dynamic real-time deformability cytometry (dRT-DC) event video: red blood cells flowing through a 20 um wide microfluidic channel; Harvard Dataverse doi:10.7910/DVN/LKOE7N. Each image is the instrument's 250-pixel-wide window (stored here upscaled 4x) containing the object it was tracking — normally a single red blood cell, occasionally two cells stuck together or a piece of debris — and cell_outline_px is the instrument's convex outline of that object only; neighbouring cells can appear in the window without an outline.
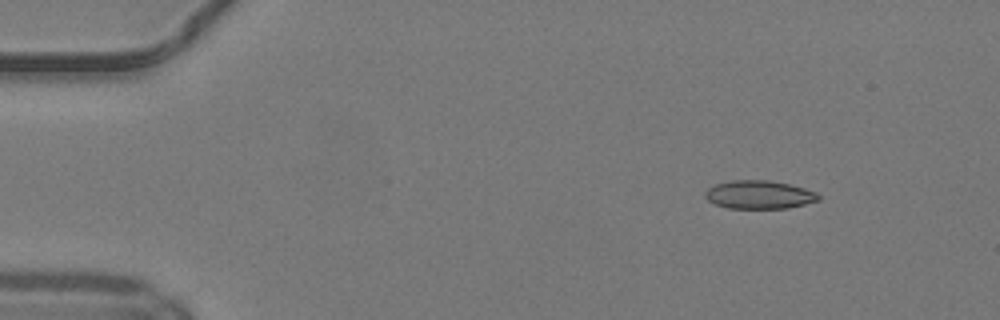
{"species": "common noctule bat (a hibernating species)", "species_latin": "Nyctalus noctula", "temperature_condition": "warm", "stored_images_in_passage": 45, "camera_frame_rate_fps": 3000, "um_per_image_px": 0.085, "animal": {"sex": "male", "body_mass_g": 19.2, "forearm_length_mm": 51.8}, "frame": {"image": 1, "passage_image": 2, "time_ms": 0.333, "image_size_px": [1000, 320], "cell_outline_px": [[820, 200], [788, 208], [728, 208], [716, 204], [708, 200], [704, 196], [704, 192], [708, 188], [716, 184], [732, 180], [768, 180], [788, 184], [804, 188], [816, 192], [820, 196]], "centroid_in_image_um": [64.52, 16.54], "position_along_channel_um": 20.5, "area_um2": 18.61}}
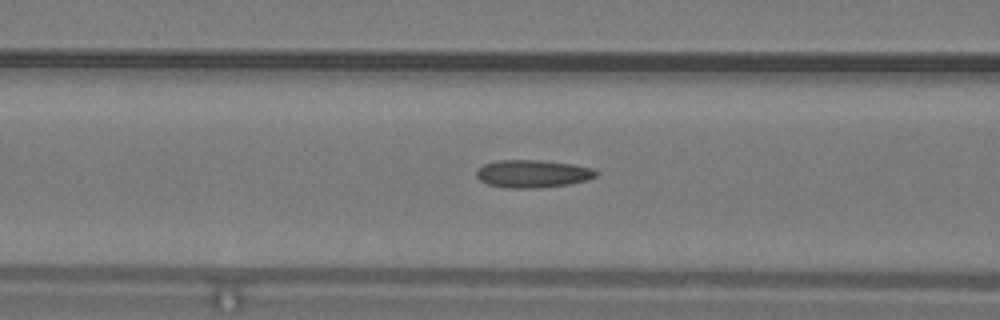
{"frame": {"image": 2, "passage_image": 16, "time_ms": 5.0, "image_size_px": [1000, 320], "cell_outline_px": [[600, 172], [596, 176], [588, 180], [568, 184], [540, 188], [504, 188], [488, 184], [480, 180], [476, 176], [476, 172], [484, 164], [496, 160], [540, 160], [572, 164], [592, 168]], "centroid_in_image_um": [45.29, 14.77], "position_along_channel_um": 121.3, "area_um2": 19.42}}
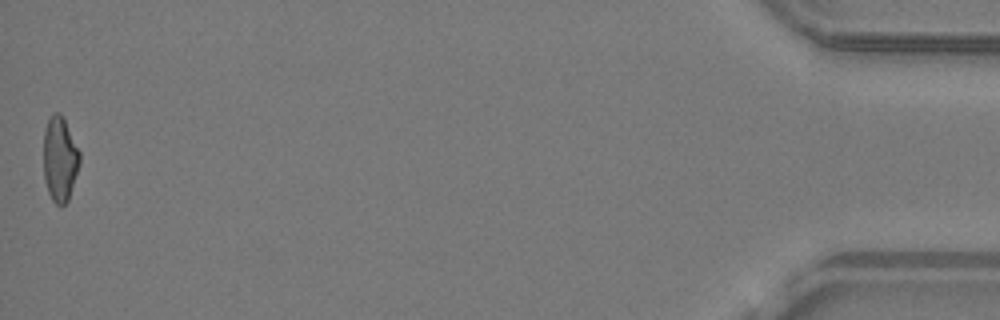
{"frame": {"image": 3, "passage_image": 45, "time_ms": 14.667, "image_size_px": [1000, 320], "cell_outline_px": [[80, 164], [68, 200], [60, 208], [52, 200], [48, 192], [44, 180], [44, 132], [48, 120], [52, 112], [60, 112], [64, 116], [80, 152]], "centroid_in_image_um": [5.09, 13.5], "position_along_channel_um": 430.1, "area_um2": 18.15}, "authors_computed_cell_mechanics": {"area_um2": 18.5538, "velocity_mm_per_s": 4.2113, "shape_relaxation_time_tau1_ms": null, "shape_relaxation_time_tau2_ms": 2.7638, "deformation_change_tau1": null, "deformation_change_tau2": 0.1253}}